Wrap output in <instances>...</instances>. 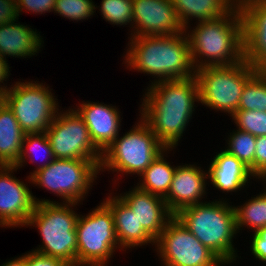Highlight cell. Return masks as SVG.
Segmentation results:
<instances>
[{
    "instance_id": "cell-1",
    "label": "cell",
    "mask_w": 266,
    "mask_h": 266,
    "mask_svg": "<svg viewBox=\"0 0 266 266\" xmlns=\"http://www.w3.org/2000/svg\"><path fill=\"white\" fill-rule=\"evenodd\" d=\"M144 94L140 117L166 148L175 149L192 119L195 102H200L196 76L151 83Z\"/></svg>"
},
{
    "instance_id": "cell-2",
    "label": "cell",
    "mask_w": 266,
    "mask_h": 266,
    "mask_svg": "<svg viewBox=\"0 0 266 266\" xmlns=\"http://www.w3.org/2000/svg\"><path fill=\"white\" fill-rule=\"evenodd\" d=\"M124 55L129 70L154 76L152 83L195 76L186 32L130 38Z\"/></svg>"
},
{
    "instance_id": "cell-3",
    "label": "cell",
    "mask_w": 266,
    "mask_h": 266,
    "mask_svg": "<svg viewBox=\"0 0 266 266\" xmlns=\"http://www.w3.org/2000/svg\"><path fill=\"white\" fill-rule=\"evenodd\" d=\"M195 25L193 29L184 30L195 70L205 66H230L245 60L244 22L238 4L223 17Z\"/></svg>"
},
{
    "instance_id": "cell-4",
    "label": "cell",
    "mask_w": 266,
    "mask_h": 266,
    "mask_svg": "<svg viewBox=\"0 0 266 266\" xmlns=\"http://www.w3.org/2000/svg\"><path fill=\"white\" fill-rule=\"evenodd\" d=\"M222 199V200H221ZM205 201L181 209L175 217L225 264L237 260L233 245L237 231L234 206L228 199ZM224 199V200H223Z\"/></svg>"
},
{
    "instance_id": "cell-5",
    "label": "cell",
    "mask_w": 266,
    "mask_h": 266,
    "mask_svg": "<svg viewBox=\"0 0 266 266\" xmlns=\"http://www.w3.org/2000/svg\"><path fill=\"white\" fill-rule=\"evenodd\" d=\"M76 205L79 203H36L34 212L30 215L25 226L38 228L42 245L32 250L59 258L69 266L77 264L76 223L79 214L73 210Z\"/></svg>"
},
{
    "instance_id": "cell-6",
    "label": "cell",
    "mask_w": 266,
    "mask_h": 266,
    "mask_svg": "<svg viewBox=\"0 0 266 266\" xmlns=\"http://www.w3.org/2000/svg\"><path fill=\"white\" fill-rule=\"evenodd\" d=\"M139 120L122 137L118 135L102 153L99 172H117L118 178L124 174L140 176L166 149L150 126L141 117Z\"/></svg>"
},
{
    "instance_id": "cell-7",
    "label": "cell",
    "mask_w": 266,
    "mask_h": 266,
    "mask_svg": "<svg viewBox=\"0 0 266 266\" xmlns=\"http://www.w3.org/2000/svg\"><path fill=\"white\" fill-rule=\"evenodd\" d=\"M246 60L230 66H205L195 72L202 105L230 116L238 110L246 82L257 72Z\"/></svg>"
},
{
    "instance_id": "cell-8",
    "label": "cell",
    "mask_w": 266,
    "mask_h": 266,
    "mask_svg": "<svg viewBox=\"0 0 266 266\" xmlns=\"http://www.w3.org/2000/svg\"><path fill=\"white\" fill-rule=\"evenodd\" d=\"M48 84L39 81L15 82L1 94V99L13 111L25 134L44 133L59 109L57 98Z\"/></svg>"
},
{
    "instance_id": "cell-9",
    "label": "cell",
    "mask_w": 266,
    "mask_h": 266,
    "mask_svg": "<svg viewBox=\"0 0 266 266\" xmlns=\"http://www.w3.org/2000/svg\"><path fill=\"white\" fill-rule=\"evenodd\" d=\"M99 173L92 160L54 159L31 177L27 176V180L59 196L63 202L81 203Z\"/></svg>"
},
{
    "instance_id": "cell-10",
    "label": "cell",
    "mask_w": 266,
    "mask_h": 266,
    "mask_svg": "<svg viewBox=\"0 0 266 266\" xmlns=\"http://www.w3.org/2000/svg\"><path fill=\"white\" fill-rule=\"evenodd\" d=\"M77 264L107 265L120 247L110 208L102 201L87 215L79 214L76 223Z\"/></svg>"
},
{
    "instance_id": "cell-11",
    "label": "cell",
    "mask_w": 266,
    "mask_h": 266,
    "mask_svg": "<svg viewBox=\"0 0 266 266\" xmlns=\"http://www.w3.org/2000/svg\"><path fill=\"white\" fill-rule=\"evenodd\" d=\"M69 109L58 111L45 131L55 159L92 160L100 167L102 152L93 143L84 120Z\"/></svg>"
},
{
    "instance_id": "cell-12",
    "label": "cell",
    "mask_w": 266,
    "mask_h": 266,
    "mask_svg": "<svg viewBox=\"0 0 266 266\" xmlns=\"http://www.w3.org/2000/svg\"><path fill=\"white\" fill-rule=\"evenodd\" d=\"M155 250L163 266L226 265L175 216L168 222L156 240Z\"/></svg>"
},
{
    "instance_id": "cell-13",
    "label": "cell",
    "mask_w": 266,
    "mask_h": 266,
    "mask_svg": "<svg viewBox=\"0 0 266 266\" xmlns=\"http://www.w3.org/2000/svg\"><path fill=\"white\" fill-rule=\"evenodd\" d=\"M16 166L0 165V227H24L34 212L36 203L56 202L37 199L28 184L13 176Z\"/></svg>"
},
{
    "instance_id": "cell-14",
    "label": "cell",
    "mask_w": 266,
    "mask_h": 266,
    "mask_svg": "<svg viewBox=\"0 0 266 266\" xmlns=\"http://www.w3.org/2000/svg\"><path fill=\"white\" fill-rule=\"evenodd\" d=\"M133 30L137 36L175 35L184 32L171 0H132Z\"/></svg>"
},
{
    "instance_id": "cell-15",
    "label": "cell",
    "mask_w": 266,
    "mask_h": 266,
    "mask_svg": "<svg viewBox=\"0 0 266 266\" xmlns=\"http://www.w3.org/2000/svg\"><path fill=\"white\" fill-rule=\"evenodd\" d=\"M244 22V58L256 70H266V0L238 3Z\"/></svg>"
},
{
    "instance_id": "cell-16",
    "label": "cell",
    "mask_w": 266,
    "mask_h": 266,
    "mask_svg": "<svg viewBox=\"0 0 266 266\" xmlns=\"http://www.w3.org/2000/svg\"><path fill=\"white\" fill-rule=\"evenodd\" d=\"M208 171L196 164L176 166L168 194L164 200L175 215L181 209L203 202L207 197ZM202 200V201H201Z\"/></svg>"
},
{
    "instance_id": "cell-17",
    "label": "cell",
    "mask_w": 266,
    "mask_h": 266,
    "mask_svg": "<svg viewBox=\"0 0 266 266\" xmlns=\"http://www.w3.org/2000/svg\"><path fill=\"white\" fill-rule=\"evenodd\" d=\"M118 196L136 214L139 226L156 241L168 222L175 216L164 198L141 190L137 186Z\"/></svg>"
},
{
    "instance_id": "cell-18",
    "label": "cell",
    "mask_w": 266,
    "mask_h": 266,
    "mask_svg": "<svg viewBox=\"0 0 266 266\" xmlns=\"http://www.w3.org/2000/svg\"><path fill=\"white\" fill-rule=\"evenodd\" d=\"M103 104L82 101L73 108L84 120L93 143L102 153L118 137L122 120L118 107Z\"/></svg>"
},
{
    "instance_id": "cell-19",
    "label": "cell",
    "mask_w": 266,
    "mask_h": 266,
    "mask_svg": "<svg viewBox=\"0 0 266 266\" xmlns=\"http://www.w3.org/2000/svg\"><path fill=\"white\" fill-rule=\"evenodd\" d=\"M105 199V200H104ZM103 202L110 208L114 218V228L118 243L124 251L143 245H155L156 241L139 226L137 216L118 196L111 193Z\"/></svg>"
},
{
    "instance_id": "cell-20",
    "label": "cell",
    "mask_w": 266,
    "mask_h": 266,
    "mask_svg": "<svg viewBox=\"0 0 266 266\" xmlns=\"http://www.w3.org/2000/svg\"><path fill=\"white\" fill-rule=\"evenodd\" d=\"M252 178L254 180L256 177L250 169L223 149L216 152L208 167V179L211 185L213 184V187L220 192H226L225 194L244 190Z\"/></svg>"
},
{
    "instance_id": "cell-21",
    "label": "cell",
    "mask_w": 266,
    "mask_h": 266,
    "mask_svg": "<svg viewBox=\"0 0 266 266\" xmlns=\"http://www.w3.org/2000/svg\"><path fill=\"white\" fill-rule=\"evenodd\" d=\"M16 22L18 20L0 26V56L5 59L6 56L15 58L37 56L43 47V38L37 30L34 31V28Z\"/></svg>"
},
{
    "instance_id": "cell-22",
    "label": "cell",
    "mask_w": 266,
    "mask_h": 266,
    "mask_svg": "<svg viewBox=\"0 0 266 266\" xmlns=\"http://www.w3.org/2000/svg\"><path fill=\"white\" fill-rule=\"evenodd\" d=\"M177 17L184 27L190 20L196 22L215 20L227 15L238 3L235 0H171Z\"/></svg>"
},
{
    "instance_id": "cell-23",
    "label": "cell",
    "mask_w": 266,
    "mask_h": 266,
    "mask_svg": "<svg viewBox=\"0 0 266 266\" xmlns=\"http://www.w3.org/2000/svg\"><path fill=\"white\" fill-rule=\"evenodd\" d=\"M25 135L13 111L0 99V165L14 166L18 162Z\"/></svg>"
},
{
    "instance_id": "cell-24",
    "label": "cell",
    "mask_w": 266,
    "mask_h": 266,
    "mask_svg": "<svg viewBox=\"0 0 266 266\" xmlns=\"http://www.w3.org/2000/svg\"><path fill=\"white\" fill-rule=\"evenodd\" d=\"M172 150L173 148H166L139 176L141 180L136 183L138 188L162 198L168 194L176 166H171L165 158Z\"/></svg>"
},
{
    "instance_id": "cell-25",
    "label": "cell",
    "mask_w": 266,
    "mask_h": 266,
    "mask_svg": "<svg viewBox=\"0 0 266 266\" xmlns=\"http://www.w3.org/2000/svg\"><path fill=\"white\" fill-rule=\"evenodd\" d=\"M262 191L245 201L243 205L234 206L238 233L244 227L253 232L266 227V190Z\"/></svg>"
},
{
    "instance_id": "cell-26",
    "label": "cell",
    "mask_w": 266,
    "mask_h": 266,
    "mask_svg": "<svg viewBox=\"0 0 266 266\" xmlns=\"http://www.w3.org/2000/svg\"><path fill=\"white\" fill-rule=\"evenodd\" d=\"M37 152L45 153L43 156L47 160L44 159V157H42V159H44L45 162L41 165L37 164L36 169L30 172L29 177H31L38 170L46 167L48 164H50L55 159V156L51 149L50 142L45 132L25 135V138H24V141L21 147L20 157L18 159V162L14 166L20 169V167L22 168V166L26 165L25 163H27L28 159L29 161H31V163H34L35 159L33 158L35 156L33 154L34 153L37 154Z\"/></svg>"
},
{
    "instance_id": "cell-27",
    "label": "cell",
    "mask_w": 266,
    "mask_h": 266,
    "mask_svg": "<svg viewBox=\"0 0 266 266\" xmlns=\"http://www.w3.org/2000/svg\"><path fill=\"white\" fill-rule=\"evenodd\" d=\"M226 150L229 154L242 161L255 176V150L256 136L241 130H234L228 133Z\"/></svg>"
},
{
    "instance_id": "cell-28",
    "label": "cell",
    "mask_w": 266,
    "mask_h": 266,
    "mask_svg": "<svg viewBox=\"0 0 266 266\" xmlns=\"http://www.w3.org/2000/svg\"><path fill=\"white\" fill-rule=\"evenodd\" d=\"M238 110L266 112V70H258L245 84Z\"/></svg>"
},
{
    "instance_id": "cell-29",
    "label": "cell",
    "mask_w": 266,
    "mask_h": 266,
    "mask_svg": "<svg viewBox=\"0 0 266 266\" xmlns=\"http://www.w3.org/2000/svg\"><path fill=\"white\" fill-rule=\"evenodd\" d=\"M100 15L112 25H131L133 28V1L132 0H102L99 5Z\"/></svg>"
},
{
    "instance_id": "cell-30",
    "label": "cell",
    "mask_w": 266,
    "mask_h": 266,
    "mask_svg": "<svg viewBox=\"0 0 266 266\" xmlns=\"http://www.w3.org/2000/svg\"><path fill=\"white\" fill-rule=\"evenodd\" d=\"M97 8L92 0H56L53 12L78 22L91 18Z\"/></svg>"
},
{
    "instance_id": "cell-31",
    "label": "cell",
    "mask_w": 266,
    "mask_h": 266,
    "mask_svg": "<svg viewBox=\"0 0 266 266\" xmlns=\"http://www.w3.org/2000/svg\"><path fill=\"white\" fill-rule=\"evenodd\" d=\"M238 130L256 137L266 136V112L259 110H237L231 115Z\"/></svg>"
},
{
    "instance_id": "cell-32",
    "label": "cell",
    "mask_w": 266,
    "mask_h": 266,
    "mask_svg": "<svg viewBox=\"0 0 266 266\" xmlns=\"http://www.w3.org/2000/svg\"><path fill=\"white\" fill-rule=\"evenodd\" d=\"M56 0H17L19 14L23 10L32 14H45L53 12Z\"/></svg>"
},
{
    "instance_id": "cell-33",
    "label": "cell",
    "mask_w": 266,
    "mask_h": 266,
    "mask_svg": "<svg viewBox=\"0 0 266 266\" xmlns=\"http://www.w3.org/2000/svg\"><path fill=\"white\" fill-rule=\"evenodd\" d=\"M26 266H69L63 260L41 254L37 251L25 253Z\"/></svg>"
},
{
    "instance_id": "cell-34",
    "label": "cell",
    "mask_w": 266,
    "mask_h": 266,
    "mask_svg": "<svg viewBox=\"0 0 266 266\" xmlns=\"http://www.w3.org/2000/svg\"><path fill=\"white\" fill-rule=\"evenodd\" d=\"M250 251L256 260L266 264V227L253 233Z\"/></svg>"
},
{
    "instance_id": "cell-35",
    "label": "cell",
    "mask_w": 266,
    "mask_h": 266,
    "mask_svg": "<svg viewBox=\"0 0 266 266\" xmlns=\"http://www.w3.org/2000/svg\"><path fill=\"white\" fill-rule=\"evenodd\" d=\"M266 173V136L256 137L255 177L260 179Z\"/></svg>"
},
{
    "instance_id": "cell-36",
    "label": "cell",
    "mask_w": 266,
    "mask_h": 266,
    "mask_svg": "<svg viewBox=\"0 0 266 266\" xmlns=\"http://www.w3.org/2000/svg\"><path fill=\"white\" fill-rule=\"evenodd\" d=\"M19 15L17 0H0V26L17 21Z\"/></svg>"
},
{
    "instance_id": "cell-37",
    "label": "cell",
    "mask_w": 266,
    "mask_h": 266,
    "mask_svg": "<svg viewBox=\"0 0 266 266\" xmlns=\"http://www.w3.org/2000/svg\"><path fill=\"white\" fill-rule=\"evenodd\" d=\"M7 59L0 56V93L2 94L5 90H7L9 87L4 83V81H7V79L10 76V70L9 65L7 63ZM1 83H3L1 85Z\"/></svg>"
},
{
    "instance_id": "cell-38",
    "label": "cell",
    "mask_w": 266,
    "mask_h": 266,
    "mask_svg": "<svg viewBox=\"0 0 266 266\" xmlns=\"http://www.w3.org/2000/svg\"><path fill=\"white\" fill-rule=\"evenodd\" d=\"M1 266H26L25 254L5 261Z\"/></svg>"
},
{
    "instance_id": "cell-39",
    "label": "cell",
    "mask_w": 266,
    "mask_h": 266,
    "mask_svg": "<svg viewBox=\"0 0 266 266\" xmlns=\"http://www.w3.org/2000/svg\"><path fill=\"white\" fill-rule=\"evenodd\" d=\"M262 179V182L266 184V173L259 179L261 181Z\"/></svg>"
},
{
    "instance_id": "cell-40",
    "label": "cell",
    "mask_w": 266,
    "mask_h": 266,
    "mask_svg": "<svg viewBox=\"0 0 266 266\" xmlns=\"http://www.w3.org/2000/svg\"><path fill=\"white\" fill-rule=\"evenodd\" d=\"M74 266H108V265H79V264H75Z\"/></svg>"
}]
</instances>
